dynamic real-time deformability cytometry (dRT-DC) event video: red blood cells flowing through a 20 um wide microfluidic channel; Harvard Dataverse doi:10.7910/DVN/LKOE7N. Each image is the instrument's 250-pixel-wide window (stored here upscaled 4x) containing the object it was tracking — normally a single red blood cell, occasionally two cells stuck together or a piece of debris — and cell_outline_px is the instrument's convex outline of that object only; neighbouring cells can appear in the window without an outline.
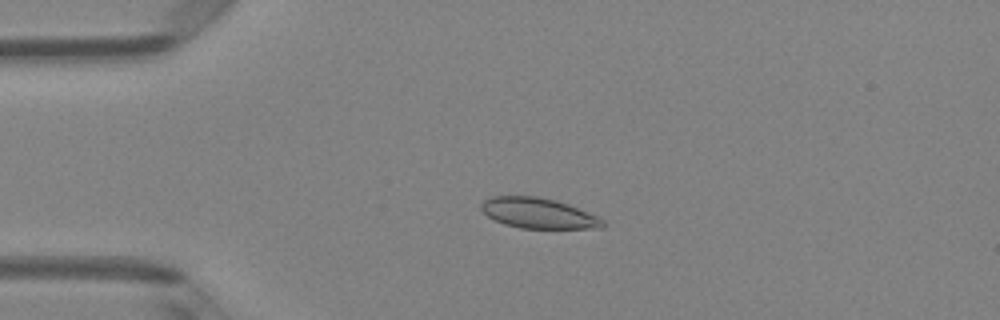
{"species": "Egyptian fruit bat (a non-hibernating species)", "species_latin": "Rousettus aegyptiacus", "temperature_condition": "room temperature", "stored_images_in_passage": 49, "camera_frame_rate_fps": 3000, "um_per_image_px": 0.085, "animal": {"sex": "female"}, "frame": {"image": 1, "passage_image": 11, "time_ms": 3.333, "image_size_px": [1000, 320], "cell_outline_px": [[604, 228], [520, 228], [504, 224], [488, 216], [480, 208], [480, 204], [484, 200], [492, 196], [536, 196], [556, 200], [568, 204], [596, 216], [604, 220]], "centroid_in_image_um": [45.74, 18.12], "position_along_channel_um": 39.3, "area_um2": 21.39}}
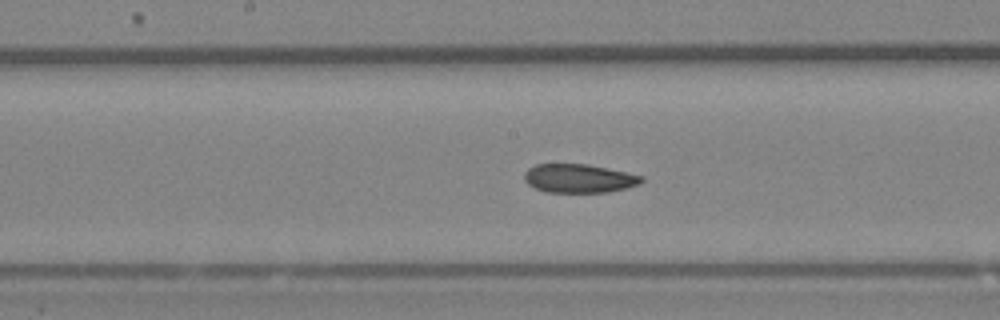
{"frame": {"image": 2, "passage_image": 25, "time_ms": 8.0, "image_size_px": [1000, 320], "cell_outline_px": [[644, 180], [640, 184], [628, 188], [608, 192], [544, 192], [528, 184], [524, 180], [524, 172], [528, 168], [536, 164], [588, 164], [644, 176]], "centroid_in_image_um": [49.22, 15.16], "position_along_channel_um": 199.0, "area_um2": 19.71}}
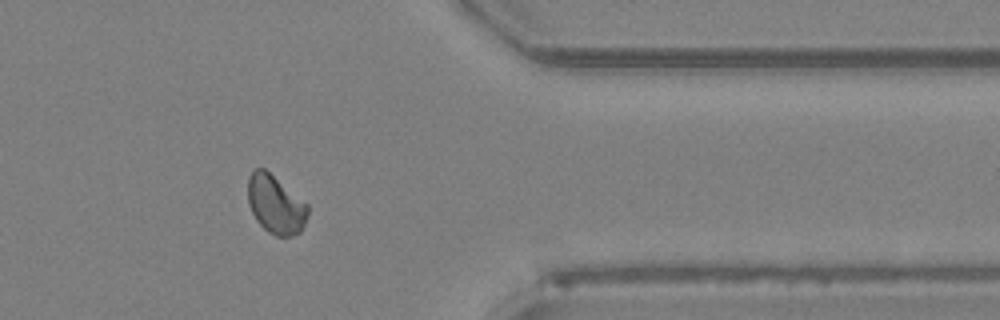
{"frame": {"image": 3, "passage_image": 40, "time_ms": 13.0, "image_size_px": [1000, 320], "cell_outline_px": [[308, 212], [304, 224], [300, 232], [292, 236], [276, 236], [268, 232], [256, 220], [248, 204], [248, 176], [252, 168], [264, 168], [308, 204]], "centroid_in_image_um": [23.4, 17.37], "position_along_channel_um": 388.0, "area_um2": 20.4}}